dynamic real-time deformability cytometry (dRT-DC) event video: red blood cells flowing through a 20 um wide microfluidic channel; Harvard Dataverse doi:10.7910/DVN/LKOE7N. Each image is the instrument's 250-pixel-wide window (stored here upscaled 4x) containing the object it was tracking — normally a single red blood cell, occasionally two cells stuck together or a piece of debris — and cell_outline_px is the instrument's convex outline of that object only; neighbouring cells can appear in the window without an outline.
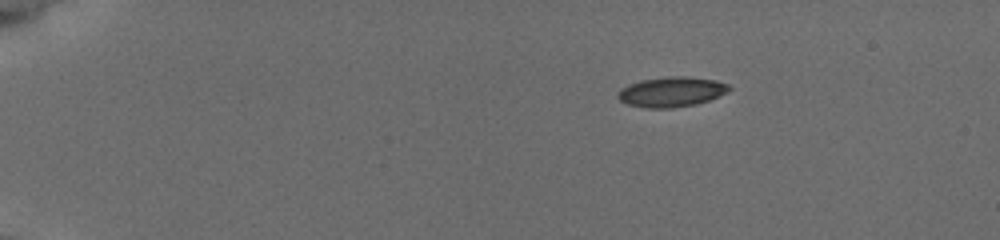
{"species": "common noctule bat (a hibernating species)", "species_latin": "Nyctalus noctula", "temperature_condition": "cold", "stored_images_in_passage": 44, "camera_frame_rate_fps": 3000, "um_per_image_px": 0.085, "animal": {"sex": "female", "body_mass_g": 19.5, "forearm_length_mm": 54.1}, "frame": {"image": 1, "passage_image": 1, "time_ms": 0.0, "image_size_px": [1000, 240], "cell_outline_px": [[732, 88], [728, 92], [708, 100], [696, 104], [672, 108], [648, 108], [628, 104], [620, 100], [616, 96], [620, 88], [628, 84], [640, 80], [668, 76], [688, 76], [716, 80], [728, 84]], "centroid_in_image_um": [57.07, 7.79], "position_along_channel_um": 27.9, "area_um2": 19.59}}
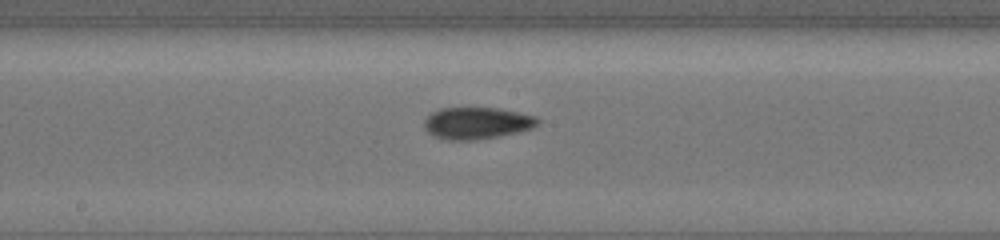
{"frame": {"image": 2, "passage_image": 19, "time_ms": 7.333, "image_size_px": [1000, 240], "cell_outline_px": [[540, 120], [532, 128], [516, 132], [496, 136], [472, 140], [448, 140], [436, 136], [428, 132], [424, 128], [424, 120], [432, 112], [440, 108], [500, 108], [520, 112], [536, 116]], "centroid_in_image_um": [40.52, 10.45], "position_along_channel_um": 207.7, "area_um2": 20.87}}
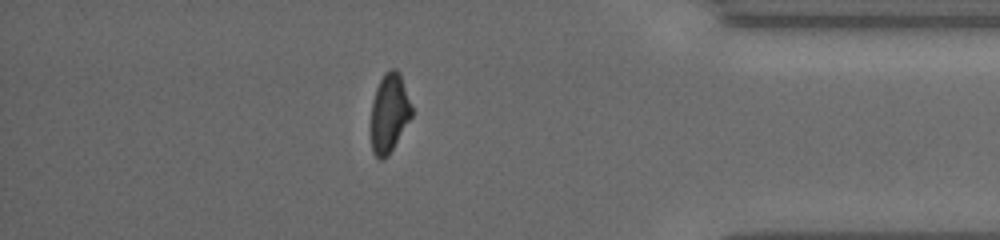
{"frame": {"image": 3, "passage_image": 37, "time_ms": 13.0, "image_size_px": [1000, 240], "cell_outline_px": [[412, 116], [388, 156], [380, 160], [372, 152], [372, 100], [376, 88], [384, 72], [392, 68], [396, 68], [400, 72], [412, 108]], "centroid_in_image_um": [33.09, 9.58], "position_along_channel_um": 402.1, "area_um2": 18.55}, "authors_computed_cell_mechanics": {"area_um2": 19.9121, "velocity_mm_per_s": 3.843, "shape_relaxation_time_tau1_ms": 5.467, "shape_relaxation_time_tau2_ms": 3.0064, "deformation_change_tau1": 0.1338, "deformation_change_tau2": 0.0818}}